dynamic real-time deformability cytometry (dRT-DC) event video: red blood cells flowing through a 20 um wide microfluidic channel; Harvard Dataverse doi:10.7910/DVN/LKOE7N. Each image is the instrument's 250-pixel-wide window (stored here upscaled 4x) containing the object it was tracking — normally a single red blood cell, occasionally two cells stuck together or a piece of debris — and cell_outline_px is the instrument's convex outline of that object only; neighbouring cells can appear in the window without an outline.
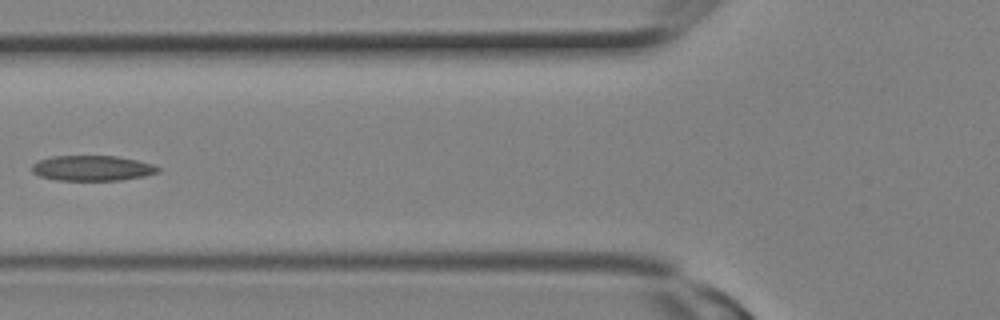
{"species": "Egyptian fruit bat (a non-hibernating species)", "species_latin": "Rousettus aegyptiacus", "temperature_condition": "room temperature", "stored_images_in_passage": 14, "camera_frame_rate_fps": 3000, "um_per_image_px": 0.085, "animal": {"sex": "female"}, "frame": {"image": 1, "passage_image": 10, "time_ms": 3.0, "image_size_px": [1000, 320], "cell_outline_px": [[160, 172], [144, 176], [120, 180], [56, 180], [40, 176], [32, 172], [32, 164], [40, 160], [52, 156], [116, 156], [136, 160], [152, 164], [160, 168]], "centroid_in_image_um": [7.84, 14.29], "position_along_channel_um": 118.0, "area_um2": 18.5}}
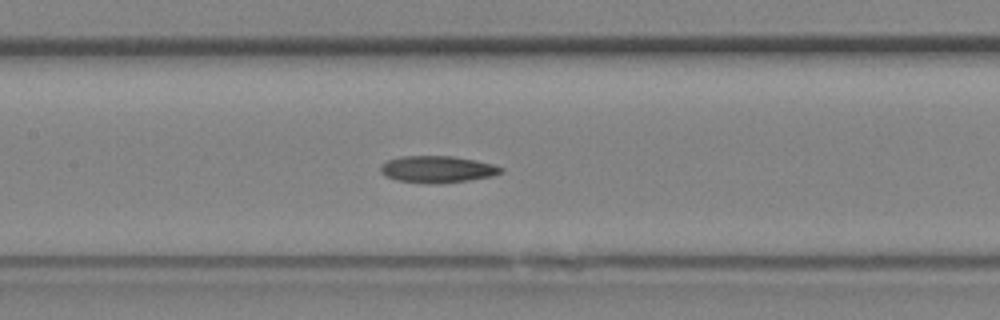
{"frame": {"image": 2, "passage_image": 12, "time_ms": 3.667, "image_size_px": [1000, 320], "cell_outline_px": [[504, 172], [492, 176], [468, 180], [436, 184], [396, 180], [384, 176], [380, 172], [380, 164], [388, 160], [400, 156], [452, 156], [476, 160], [492, 164], [504, 168]], "centroid_in_image_um": [37.16, 14.38], "position_along_channel_um": 170.2, "area_um2": 18.9}}